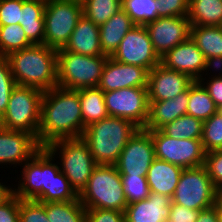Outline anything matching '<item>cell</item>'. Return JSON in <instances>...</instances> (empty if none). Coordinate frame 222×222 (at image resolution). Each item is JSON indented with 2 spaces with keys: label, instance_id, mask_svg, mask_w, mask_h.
I'll return each instance as SVG.
<instances>
[{
  "label": "cell",
  "instance_id": "6da1fadb",
  "mask_svg": "<svg viewBox=\"0 0 222 222\" xmlns=\"http://www.w3.org/2000/svg\"><path fill=\"white\" fill-rule=\"evenodd\" d=\"M83 119L79 92L54 87L41 100L38 143L45 147L58 139L81 138Z\"/></svg>",
  "mask_w": 222,
  "mask_h": 222
},
{
  "label": "cell",
  "instance_id": "7a4b0ae2",
  "mask_svg": "<svg viewBox=\"0 0 222 222\" xmlns=\"http://www.w3.org/2000/svg\"><path fill=\"white\" fill-rule=\"evenodd\" d=\"M16 85L31 86L43 91L58 86L57 50L34 44L7 56Z\"/></svg>",
  "mask_w": 222,
  "mask_h": 222
},
{
  "label": "cell",
  "instance_id": "3957f363",
  "mask_svg": "<svg viewBox=\"0 0 222 222\" xmlns=\"http://www.w3.org/2000/svg\"><path fill=\"white\" fill-rule=\"evenodd\" d=\"M138 129L130 120L108 116L86 127L81 138L88 144L97 165H115Z\"/></svg>",
  "mask_w": 222,
  "mask_h": 222
},
{
  "label": "cell",
  "instance_id": "277c9868",
  "mask_svg": "<svg viewBox=\"0 0 222 222\" xmlns=\"http://www.w3.org/2000/svg\"><path fill=\"white\" fill-rule=\"evenodd\" d=\"M85 209H109L125 212L126 197L121 175L115 165H97L87 185L79 193Z\"/></svg>",
  "mask_w": 222,
  "mask_h": 222
},
{
  "label": "cell",
  "instance_id": "5b68a950",
  "mask_svg": "<svg viewBox=\"0 0 222 222\" xmlns=\"http://www.w3.org/2000/svg\"><path fill=\"white\" fill-rule=\"evenodd\" d=\"M43 93V90L35 87L16 85L11 91L6 111L0 118V126L30 133L38 141Z\"/></svg>",
  "mask_w": 222,
  "mask_h": 222
},
{
  "label": "cell",
  "instance_id": "8992f818",
  "mask_svg": "<svg viewBox=\"0 0 222 222\" xmlns=\"http://www.w3.org/2000/svg\"><path fill=\"white\" fill-rule=\"evenodd\" d=\"M107 58L57 50L58 87L70 90L97 87Z\"/></svg>",
  "mask_w": 222,
  "mask_h": 222
},
{
  "label": "cell",
  "instance_id": "52a82bcc",
  "mask_svg": "<svg viewBox=\"0 0 222 222\" xmlns=\"http://www.w3.org/2000/svg\"><path fill=\"white\" fill-rule=\"evenodd\" d=\"M53 157L60 150V171L79 194L97 166L88 144L82 138L58 139L44 147Z\"/></svg>",
  "mask_w": 222,
  "mask_h": 222
},
{
  "label": "cell",
  "instance_id": "ba28073f",
  "mask_svg": "<svg viewBox=\"0 0 222 222\" xmlns=\"http://www.w3.org/2000/svg\"><path fill=\"white\" fill-rule=\"evenodd\" d=\"M83 15V5L67 0H48L44 9V45L64 48Z\"/></svg>",
  "mask_w": 222,
  "mask_h": 222
},
{
  "label": "cell",
  "instance_id": "9c48e42d",
  "mask_svg": "<svg viewBox=\"0 0 222 222\" xmlns=\"http://www.w3.org/2000/svg\"><path fill=\"white\" fill-rule=\"evenodd\" d=\"M217 190L205 165L184 168L172 202L192 210H203L216 204Z\"/></svg>",
  "mask_w": 222,
  "mask_h": 222
},
{
  "label": "cell",
  "instance_id": "30bf717a",
  "mask_svg": "<svg viewBox=\"0 0 222 222\" xmlns=\"http://www.w3.org/2000/svg\"><path fill=\"white\" fill-rule=\"evenodd\" d=\"M156 159L167 161L182 168L205 164L206 152L201 139H175L160 130H151Z\"/></svg>",
  "mask_w": 222,
  "mask_h": 222
},
{
  "label": "cell",
  "instance_id": "8fae6325",
  "mask_svg": "<svg viewBox=\"0 0 222 222\" xmlns=\"http://www.w3.org/2000/svg\"><path fill=\"white\" fill-rule=\"evenodd\" d=\"M104 99L109 116L124 118L139 128H145L149 118L147 88L130 87L104 92Z\"/></svg>",
  "mask_w": 222,
  "mask_h": 222
},
{
  "label": "cell",
  "instance_id": "7c38bea8",
  "mask_svg": "<svg viewBox=\"0 0 222 222\" xmlns=\"http://www.w3.org/2000/svg\"><path fill=\"white\" fill-rule=\"evenodd\" d=\"M155 159L151 130L139 128L128 140L115 166L120 175L147 177L148 169Z\"/></svg>",
  "mask_w": 222,
  "mask_h": 222
},
{
  "label": "cell",
  "instance_id": "4fadbf2b",
  "mask_svg": "<svg viewBox=\"0 0 222 222\" xmlns=\"http://www.w3.org/2000/svg\"><path fill=\"white\" fill-rule=\"evenodd\" d=\"M112 59L129 65L143 67L151 71L160 64L145 26L136 25L127 32Z\"/></svg>",
  "mask_w": 222,
  "mask_h": 222
},
{
  "label": "cell",
  "instance_id": "5bb4252c",
  "mask_svg": "<svg viewBox=\"0 0 222 222\" xmlns=\"http://www.w3.org/2000/svg\"><path fill=\"white\" fill-rule=\"evenodd\" d=\"M188 17H159L145 25L154 51L161 58L190 37Z\"/></svg>",
  "mask_w": 222,
  "mask_h": 222
},
{
  "label": "cell",
  "instance_id": "9a60e30c",
  "mask_svg": "<svg viewBox=\"0 0 222 222\" xmlns=\"http://www.w3.org/2000/svg\"><path fill=\"white\" fill-rule=\"evenodd\" d=\"M148 72L143 67L124 64L108 57L97 87L103 92L130 87L147 88Z\"/></svg>",
  "mask_w": 222,
  "mask_h": 222
},
{
  "label": "cell",
  "instance_id": "2e32d148",
  "mask_svg": "<svg viewBox=\"0 0 222 222\" xmlns=\"http://www.w3.org/2000/svg\"><path fill=\"white\" fill-rule=\"evenodd\" d=\"M22 167V182L11 191L22 200H36L47 187L48 151L42 147Z\"/></svg>",
  "mask_w": 222,
  "mask_h": 222
},
{
  "label": "cell",
  "instance_id": "e0dca14e",
  "mask_svg": "<svg viewBox=\"0 0 222 222\" xmlns=\"http://www.w3.org/2000/svg\"><path fill=\"white\" fill-rule=\"evenodd\" d=\"M193 82L188 75L158 64L148 72V101L173 99L186 91Z\"/></svg>",
  "mask_w": 222,
  "mask_h": 222
},
{
  "label": "cell",
  "instance_id": "ac0fdd59",
  "mask_svg": "<svg viewBox=\"0 0 222 222\" xmlns=\"http://www.w3.org/2000/svg\"><path fill=\"white\" fill-rule=\"evenodd\" d=\"M204 62L203 53L190 37L160 58V64L167 69L184 73L199 83L204 81L201 76Z\"/></svg>",
  "mask_w": 222,
  "mask_h": 222
},
{
  "label": "cell",
  "instance_id": "d6986e66",
  "mask_svg": "<svg viewBox=\"0 0 222 222\" xmlns=\"http://www.w3.org/2000/svg\"><path fill=\"white\" fill-rule=\"evenodd\" d=\"M41 148L32 134L0 126V164H24Z\"/></svg>",
  "mask_w": 222,
  "mask_h": 222
},
{
  "label": "cell",
  "instance_id": "ffe728a7",
  "mask_svg": "<svg viewBox=\"0 0 222 222\" xmlns=\"http://www.w3.org/2000/svg\"><path fill=\"white\" fill-rule=\"evenodd\" d=\"M172 198L155 192L125 209V222H167Z\"/></svg>",
  "mask_w": 222,
  "mask_h": 222
},
{
  "label": "cell",
  "instance_id": "44dd1931",
  "mask_svg": "<svg viewBox=\"0 0 222 222\" xmlns=\"http://www.w3.org/2000/svg\"><path fill=\"white\" fill-rule=\"evenodd\" d=\"M99 35V26L82 15L63 49L81 55L106 56L101 49Z\"/></svg>",
  "mask_w": 222,
  "mask_h": 222
},
{
  "label": "cell",
  "instance_id": "7402d4cb",
  "mask_svg": "<svg viewBox=\"0 0 222 222\" xmlns=\"http://www.w3.org/2000/svg\"><path fill=\"white\" fill-rule=\"evenodd\" d=\"M188 89L173 99L149 101V118L145 130H159L161 127L187 114Z\"/></svg>",
  "mask_w": 222,
  "mask_h": 222
},
{
  "label": "cell",
  "instance_id": "603a6c76",
  "mask_svg": "<svg viewBox=\"0 0 222 222\" xmlns=\"http://www.w3.org/2000/svg\"><path fill=\"white\" fill-rule=\"evenodd\" d=\"M53 156L48 152V180L45 191L36 199L40 203L69 202L79 199V194L71 186L60 166L53 163Z\"/></svg>",
  "mask_w": 222,
  "mask_h": 222
},
{
  "label": "cell",
  "instance_id": "cb8c5ba5",
  "mask_svg": "<svg viewBox=\"0 0 222 222\" xmlns=\"http://www.w3.org/2000/svg\"><path fill=\"white\" fill-rule=\"evenodd\" d=\"M183 169L181 166L155 159L147 173L150 192L167 195L172 198Z\"/></svg>",
  "mask_w": 222,
  "mask_h": 222
},
{
  "label": "cell",
  "instance_id": "d4e9b609",
  "mask_svg": "<svg viewBox=\"0 0 222 222\" xmlns=\"http://www.w3.org/2000/svg\"><path fill=\"white\" fill-rule=\"evenodd\" d=\"M135 26L132 19L123 9L114 14L107 22L100 25V46L104 55L111 57L127 32Z\"/></svg>",
  "mask_w": 222,
  "mask_h": 222
},
{
  "label": "cell",
  "instance_id": "484cf974",
  "mask_svg": "<svg viewBox=\"0 0 222 222\" xmlns=\"http://www.w3.org/2000/svg\"><path fill=\"white\" fill-rule=\"evenodd\" d=\"M46 1L25 0L21 9V24L33 44H44V9Z\"/></svg>",
  "mask_w": 222,
  "mask_h": 222
},
{
  "label": "cell",
  "instance_id": "4316f807",
  "mask_svg": "<svg viewBox=\"0 0 222 222\" xmlns=\"http://www.w3.org/2000/svg\"><path fill=\"white\" fill-rule=\"evenodd\" d=\"M77 91L79 92L84 133L86 127L109 115L106 110L104 92L100 88H82Z\"/></svg>",
  "mask_w": 222,
  "mask_h": 222
},
{
  "label": "cell",
  "instance_id": "83f0119b",
  "mask_svg": "<svg viewBox=\"0 0 222 222\" xmlns=\"http://www.w3.org/2000/svg\"><path fill=\"white\" fill-rule=\"evenodd\" d=\"M191 26H222V0H190Z\"/></svg>",
  "mask_w": 222,
  "mask_h": 222
},
{
  "label": "cell",
  "instance_id": "f1b7e54d",
  "mask_svg": "<svg viewBox=\"0 0 222 222\" xmlns=\"http://www.w3.org/2000/svg\"><path fill=\"white\" fill-rule=\"evenodd\" d=\"M190 38L205 58L222 56V26H190Z\"/></svg>",
  "mask_w": 222,
  "mask_h": 222
},
{
  "label": "cell",
  "instance_id": "f546056e",
  "mask_svg": "<svg viewBox=\"0 0 222 222\" xmlns=\"http://www.w3.org/2000/svg\"><path fill=\"white\" fill-rule=\"evenodd\" d=\"M187 115L205 121L209 119L219 108L208 94L203 85L194 81L188 88Z\"/></svg>",
  "mask_w": 222,
  "mask_h": 222
},
{
  "label": "cell",
  "instance_id": "4dcf8cb0",
  "mask_svg": "<svg viewBox=\"0 0 222 222\" xmlns=\"http://www.w3.org/2000/svg\"><path fill=\"white\" fill-rule=\"evenodd\" d=\"M50 222H86V209L80 199L69 202L45 203Z\"/></svg>",
  "mask_w": 222,
  "mask_h": 222
},
{
  "label": "cell",
  "instance_id": "1f68e13d",
  "mask_svg": "<svg viewBox=\"0 0 222 222\" xmlns=\"http://www.w3.org/2000/svg\"><path fill=\"white\" fill-rule=\"evenodd\" d=\"M175 139H201L203 121L191 115H182L159 129Z\"/></svg>",
  "mask_w": 222,
  "mask_h": 222
},
{
  "label": "cell",
  "instance_id": "d6a6232c",
  "mask_svg": "<svg viewBox=\"0 0 222 222\" xmlns=\"http://www.w3.org/2000/svg\"><path fill=\"white\" fill-rule=\"evenodd\" d=\"M32 45L20 24L0 26V56H8Z\"/></svg>",
  "mask_w": 222,
  "mask_h": 222
},
{
  "label": "cell",
  "instance_id": "836d02e7",
  "mask_svg": "<svg viewBox=\"0 0 222 222\" xmlns=\"http://www.w3.org/2000/svg\"><path fill=\"white\" fill-rule=\"evenodd\" d=\"M83 15L100 26L122 9V0H86Z\"/></svg>",
  "mask_w": 222,
  "mask_h": 222
},
{
  "label": "cell",
  "instance_id": "e575fe53",
  "mask_svg": "<svg viewBox=\"0 0 222 222\" xmlns=\"http://www.w3.org/2000/svg\"><path fill=\"white\" fill-rule=\"evenodd\" d=\"M122 9L135 25L145 26L159 18L156 0H122Z\"/></svg>",
  "mask_w": 222,
  "mask_h": 222
},
{
  "label": "cell",
  "instance_id": "d590c367",
  "mask_svg": "<svg viewBox=\"0 0 222 222\" xmlns=\"http://www.w3.org/2000/svg\"><path fill=\"white\" fill-rule=\"evenodd\" d=\"M201 141L206 153L222 150V109L203 121Z\"/></svg>",
  "mask_w": 222,
  "mask_h": 222
},
{
  "label": "cell",
  "instance_id": "8d00e7d4",
  "mask_svg": "<svg viewBox=\"0 0 222 222\" xmlns=\"http://www.w3.org/2000/svg\"><path fill=\"white\" fill-rule=\"evenodd\" d=\"M121 180L128 204L144 200L150 195L147 177L121 175Z\"/></svg>",
  "mask_w": 222,
  "mask_h": 222
},
{
  "label": "cell",
  "instance_id": "74e56055",
  "mask_svg": "<svg viewBox=\"0 0 222 222\" xmlns=\"http://www.w3.org/2000/svg\"><path fill=\"white\" fill-rule=\"evenodd\" d=\"M16 86L7 56H0V118L6 111L11 91Z\"/></svg>",
  "mask_w": 222,
  "mask_h": 222
},
{
  "label": "cell",
  "instance_id": "f35d334b",
  "mask_svg": "<svg viewBox=\"0 0 222 222\" xmlns=\"http://www.w3.org/2000/svg\"><path fill=\"white\" fill-rule=\"evenodd\" d=\"M19 222H50L46 215L45 203L19 198Z\"/></svg>",
  "mask_w": 222,
  "mask_h": 222
},
{
  "label": "cell",
  "instance_id": "ab89813d",
  "mask_svg": "<svg viewBox=\"0 0 222 222\" xmlns=\"http://www.w3.org/2000/svg\"><path fill=\"white\" fill-rule=\"evenodd\" d=\"M25 0H0V26L21 24V9Z\"/></svg>",
  "mask_w": 222,
  "mask_h": 222
},
{
  "label": "cell",
  "instance_id": "60d3db41",
  "mask_svg": "<svg viewBox=\"0 0 222 222\" xmlns=\"http://www.w3.org/2000/svg\"><path fill=\"white\" fill-rule=\"evenodd\" d=\"M190 0H156L159 17H188Z\"/></svg>",
  "mask_w": 222,
  "mask_h": 222
},
{
  "label": "cell",
  "instance_id": "b9f144b4",
  "mask_svg": "<svg viewBox=\"0 0 222 222\" xmlns=\"http://www.w3.org/2000/svg\"><path fill=\"white\" fill-rule=\"evenodd\" d=\"M204 165L215 189L222 190V150L207 152Z\"/></svg>",
  "mask_w": 222,
  "mask_h": 222
},
{
  "label": "cell",
  "instance_id": "7bdbcfd3",
  "mask_svg": "<svg viewBox=\"0 0 222 222\" xmlns=\"http://www.w3.org/2000/svg\"><path fill=\"white\" fill-rule=\"evenodd\" d=\"M0 222H19V197L12 191L0 201Z\"/></svg>",
  "mask_w": 222,
  "mask_h": 222
},
{
  "label": "cell",
  "instance_id": "ee69618b",
  "mask_svg": "<svg viewBox=\"0 0 222 222\" xmlns=\"http://www.w3.org/2000/svg\"><path fill=\"white\" fill-rule=\"evenodd\" d=\"M86 222H125V213L109 209H86Z\"/></svg>",
  "mask_w": 222,
  "mask_h": 222
},
{
  "label": "cell",
  "instance_id": "f6af8a7d",
  "mask_svg": "<svg viewBox=\"0 0 222 222\" xmlns=\"http://www.w3.org/2000/svg\"><path fill=\"white\" fill-rule=\"evenodd\" d=\"M199 211L171 203L167 222H196Z\"/></svg>",
  "mask_w": 222,
  "mask_h": 222
},
{
  "label": "cell",
  "instance_id": "bcb514c9",
  "mask_svg": "<svg viewBox=\"0 0 222 222\" xmlns=\"http://www.w3.org/2000/svg\"><path fill=\"white\" fill-rule=\"evenodd\" d=\"M206 83V86H205ZM203 87L207 90L208 94L214 101L215 105L222 109V74L212 77L209 82L201 83Z\"/></svg>",
  "mask_w": 222,
  "mask_h": 222
},
{
  "label": "cell",
  "instance_id": "7dc6e473",
  "mask_svg": "<svg viewBox=\"0 0 222 222\" xmlns=\"http://www.w3.org/2000/svg\"><path fill=\"white\" fill-rule=\"evenodd\" d=\"M221 218V212L217 204L200 210L197 216L196 222H219Z\"/></svg>",
  "mask_w": 222,
  "mask_h": 222
},
{
  "label": "cell",
  "instance_id": "c3c4849f",
  "mask_svg": "<svg viewBox=\"0 0 222 222\" xmlns=\"http://www.w3.org/2000/svg\"><path fill=\"white\" fill-rule=\"evenodd\" d=\"M216 68V70H222V56L205 58L204 67L202 71L208 70V68Z\"/></svg>",
  "mask_w": 222,
  "mask_h": 222
},
{
  "label": "cell",
  "instance_id": "681fc988",
  "mask_svg": "<svg viewBox=\"0 0 222 222\" xmlns=\"http://www.w3.org/2000/svg\"><path fill=\"white\" fill-rule=\"evenodd\" d=\"M11 189L12 188L3 185V183H0V201L11 192Z\"/></svg>",
  "mask_w": 222,
  "mask_h": 222
},
{
  "label": "cell",
  "instance_id": "f907efd6",
  "mask_svg": "<svg viewBox=\"0 0 222 222\" xmlns=\"http://www.w3.org/2000/svg\"><path fill=\"white\" fill-rule=\"evenodd\" d=\"M216 204L219 206L221 217H222V190L217 191Z\"/></svg>",
  "mask_w": 222,
  "mask_h": 222
},
{
  "label": "cell",
  "instance_id": "816d5d0a",
  "mask_svg": "<svg viewBox=\"0 0 222 222\" xmlns=\"http://www.w3.org/2000/svg\"><path fill=\"white\" fill-rule=\"evenodd\" d=\"M67 1H74V2H79V3H83V2H85L86 0H67Z\"/></svg>",
  "mask_w": 222,
  "mask_h": 222
}]
</instances>
